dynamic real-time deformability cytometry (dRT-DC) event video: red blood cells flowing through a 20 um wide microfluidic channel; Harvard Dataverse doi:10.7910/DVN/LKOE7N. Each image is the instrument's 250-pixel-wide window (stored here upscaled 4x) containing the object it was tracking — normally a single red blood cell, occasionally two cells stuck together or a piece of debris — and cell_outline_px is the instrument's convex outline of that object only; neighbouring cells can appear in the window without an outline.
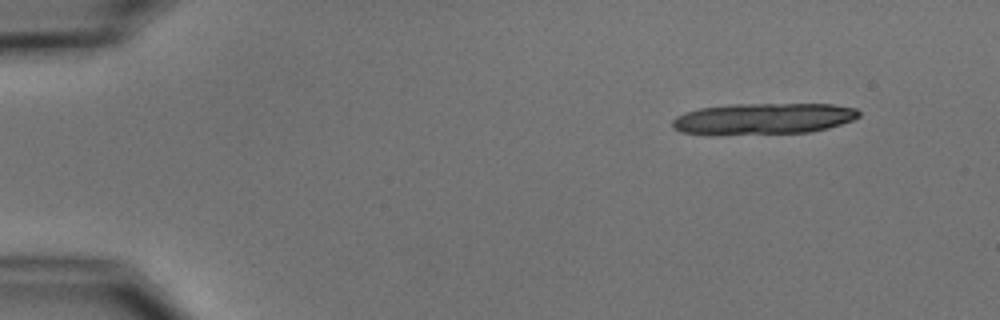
{"species": "common noctule bat (a hibernating species)", "species_latin": "Nyctalus noctula", "temperature_condition": "cold", "stored_images_in_passage": 5, "camera_frame_rate_fps": 3000, "um_per_image_px": 0.085, "animal": {"sex": "male", "body_mass_g": 15.6}, "frame": {"image": 1, "passage_image": 1, "time_ms": 0.0, "image_size_px": [1000, 320], "cell_outline_px": [[860, 116], [852, 120], [828, 128], [808, 132], [716, 136], [708, 136], [680, 132], [672, 128], [672, 120], [676, 116], [684, 112], [700, 108], [732, 104], [832, 104], [856, 108], [860, 112]], "centroid_in_image_um": [64.79, 10.11], "position_along_channel_um": 20.2, "area_um2": 34.74}}